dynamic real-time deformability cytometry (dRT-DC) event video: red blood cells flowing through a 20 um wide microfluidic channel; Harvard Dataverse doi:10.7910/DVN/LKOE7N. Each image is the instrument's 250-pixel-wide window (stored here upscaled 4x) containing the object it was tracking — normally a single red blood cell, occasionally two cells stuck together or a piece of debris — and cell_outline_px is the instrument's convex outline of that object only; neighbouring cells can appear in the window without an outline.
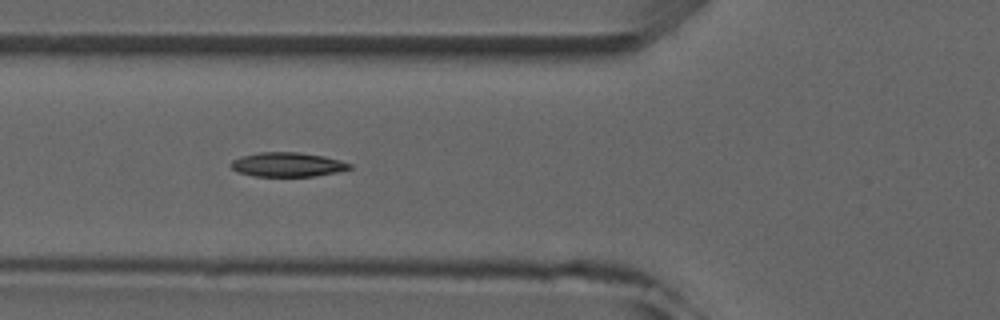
{"species": "common noctule bat (a hibernating species)", "species_latin": "Nyctalus noctula", "temperature_condition": "room temperature", "stored_images_in_passage": 9, "camera_frame_rate_fps": 3000, "um_per_image_px": 0.085, "animal": {"sex": "male", "forearm_length_mm": 52.5}, "frame": {"image": 1, "passage_image": 6, "time_ms": 5.667, "image_size_px": [1000, 320], "cell_outline_px": [[352, 168], [336, 172], [312, 176], [256, 176], [240, 172], [232, 168], [228, 164], [232, 160], [240, 156], [260, 152], [296, 152], [324, 156], [340, 160], [352, 164]], "centroid_in_image_um": [24.42, 13.98], "position_along_channel_um": 101.4, "area_um2": 16.7}}
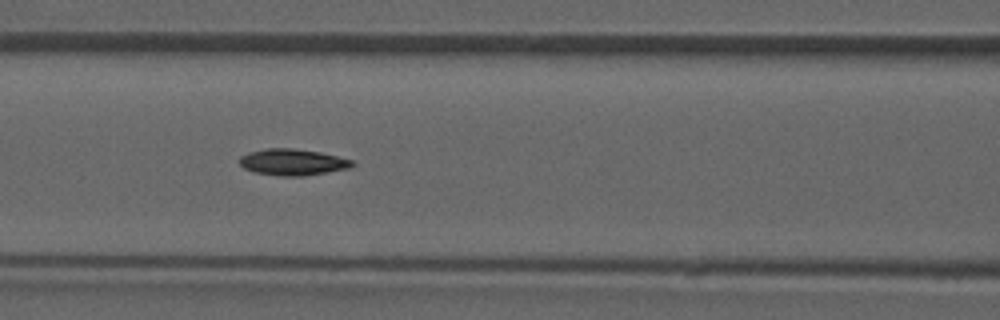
{"frame": {"image": 2, "passage_image": 7, "time_ms": 6.667, "image_size_px": [1000, 320], "cell_outline_px": [[356, 164], [352, 168], [304, 176], [280, 176], [252, 172], [244, 168], [240, 164], [240, 156], [248, 152], [264, 148], [292, 148], [320, 152], [356, 160]], "centroid_in_image_um": [24.92, 13.78], "position_along_channel_um": 141.7, "area_um2": 17.69}}